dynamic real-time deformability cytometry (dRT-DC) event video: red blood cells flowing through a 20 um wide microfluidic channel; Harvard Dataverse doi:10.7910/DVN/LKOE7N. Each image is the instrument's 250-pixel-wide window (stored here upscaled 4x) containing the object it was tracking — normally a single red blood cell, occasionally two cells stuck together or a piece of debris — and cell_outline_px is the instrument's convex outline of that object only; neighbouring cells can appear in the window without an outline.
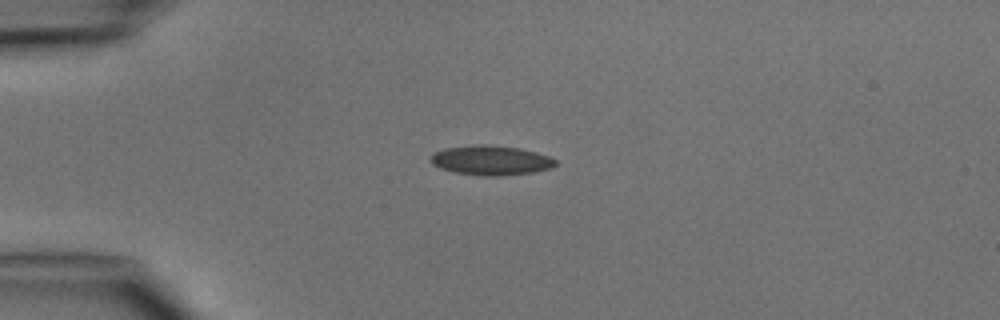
{"species": "common noctule bat (a hibernating species)", "species_latin": "Nyctalus noctula", "temperature_condition": "cold", "stored_images_in_passage": 4, "camera_frame_rate_fps": 3000, "um_per_image_px": 0.085, "animal": {"sex": "male", "body_mass_g": 15.6}, "frame": {"image": 1, "passage_image": 1, "time_ms": 0.0, "image_size_px": [1000, 320], "cell_outline_px": [[556, 164], [552, 168], [532, 172], [500, 176], [480, 176], [456, 172], [440, 168], [432, 164], [428, 160], [436, 152], [444, 148], [472, 144], [488, 144], [520, 148], [536, 152], [548, 156], [556, 160]], "centroid_in_image_um": [41.71, 13.62], "position_along_channel_um": 43.3, "area_um2": 21.68}}